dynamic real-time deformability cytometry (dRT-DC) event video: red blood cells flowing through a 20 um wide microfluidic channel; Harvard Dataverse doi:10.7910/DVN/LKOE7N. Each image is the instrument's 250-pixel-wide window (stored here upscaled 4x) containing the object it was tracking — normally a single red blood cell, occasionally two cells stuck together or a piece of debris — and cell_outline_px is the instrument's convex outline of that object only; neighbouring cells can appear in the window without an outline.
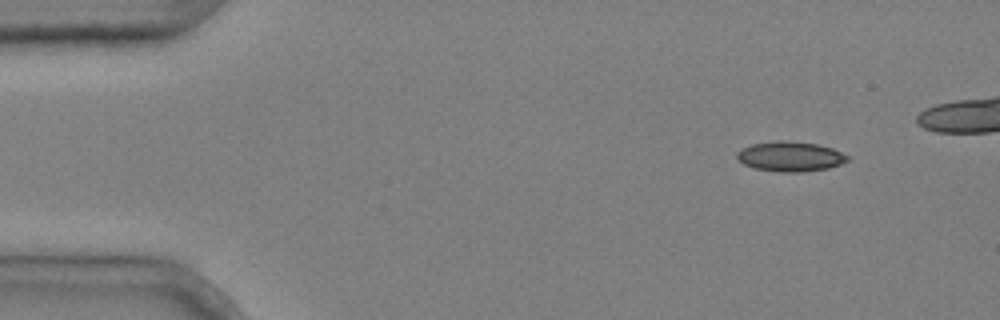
{"species": "common noctule bat (a hibernating species)", "species_latin": "Nyctalus noctula", "temperature_condition": "cold", "stored_images_in_passage": 5, "camera_frame_rate_fps": 3000, "um_per_image_px": 0.085, "animal": {"sex": "male", "body_mass_g": 20.4}, "frame": {"image": 1, "passage_image": 1, "time_ms": 0.0, "image_size_px": [1000, 320], "cell_outline_px": [[848, 160], [840, 164], [828, 168], [804, 172], [780, 172], [752, 168], [744, 164], [736, 156], [736, 152], [740, 148], [752, 144], [776, 140], [784, 140], [816, 144], [832, 148], [848, 156]], "centroid_in_image_um": [67.13, 13.3], "position_along_channel_um": 17.9, "area_um2": 19.31}}